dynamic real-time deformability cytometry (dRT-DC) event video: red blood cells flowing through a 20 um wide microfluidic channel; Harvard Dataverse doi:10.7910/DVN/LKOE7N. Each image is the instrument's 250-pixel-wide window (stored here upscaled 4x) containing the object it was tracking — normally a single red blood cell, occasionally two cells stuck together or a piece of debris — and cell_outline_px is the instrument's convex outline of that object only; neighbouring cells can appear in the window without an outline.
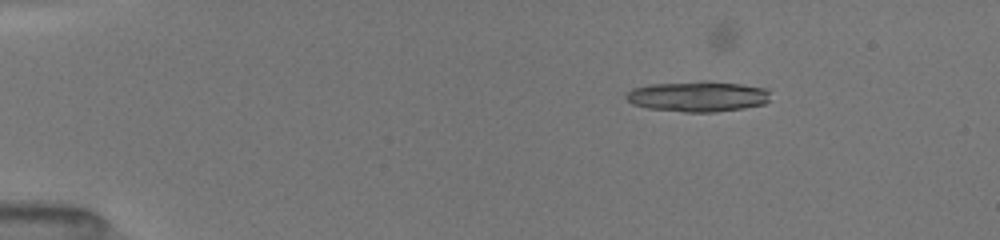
{"species": "common noctule bat (a hibernating species)", "species_latin": "Nyctalus noctula", "temperature_condition": "room temperature", "stored_images_in_passage": 31, "camera_frame_rate_fps": 3000, "um_per_image_px": 0.085, "animal": {"sex": "female", "body_mass_g": 19.5, "forearm_length_mm": 54.1}, "frame": {"image": 1, "passage_image": 6, "time_ms": 2.0, "image_size_px": [1000, 240], "cell_outline_px": [[768, 100], [764, 104], [744, 108], [716, 112], [684, 112], [648, 108], [632, 104], [624, 96], [632, 88], [648, 84], [700, 80], [708, 80], [740, 84], [768, 88]], "centroid_in_image_um": [59.29, 8.18], "position_along_channel_um": 25.7, "area_um2": 26.01}}
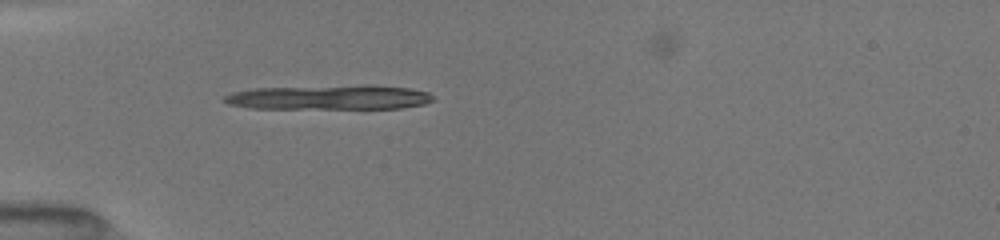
{"frame": {"image": 2, "passage_image": 12, "time_ms": 4.667, "image_size_px": [1000, 240], "cell_outline_px": [[436, 100], [424, 104], [400, 108], [248, 108], [228, 104], [224, 100], [224, 96], [232, 92], [256, 88], [364, 84], [372, 84], [412, 88], [428, 92], [436, 96]], "centroid_in_image_um": [28.08, 8.25], "position_along_channel_um": 56.9, "area_um2": 30.4}}
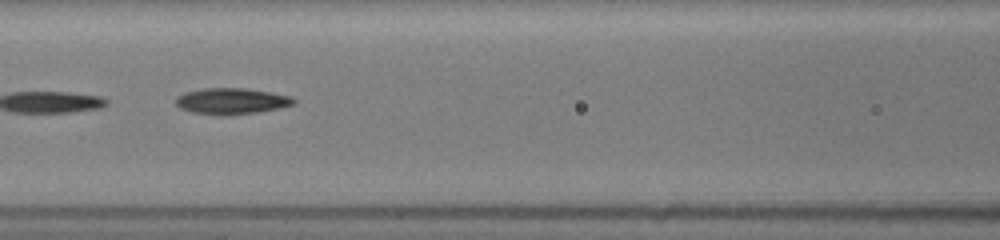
{"frame": {"image": 3, "passage_image": 18, "time_ms": 7.333, "image_size_px": [1000, 240], "cell_outline_px": [[296, 104], [280, 108], [256, 112], [224, 116], [220, 116], [192, 112], [180, 108], [176, 104], [176, 96], [184, 92], [204, 88], [244, 88], [292, 96], [296, 100]], "centroid_in_image_um": [19.67, 8.6], "position_along_channel_um": 146.9, "area_um2": 18.09}}